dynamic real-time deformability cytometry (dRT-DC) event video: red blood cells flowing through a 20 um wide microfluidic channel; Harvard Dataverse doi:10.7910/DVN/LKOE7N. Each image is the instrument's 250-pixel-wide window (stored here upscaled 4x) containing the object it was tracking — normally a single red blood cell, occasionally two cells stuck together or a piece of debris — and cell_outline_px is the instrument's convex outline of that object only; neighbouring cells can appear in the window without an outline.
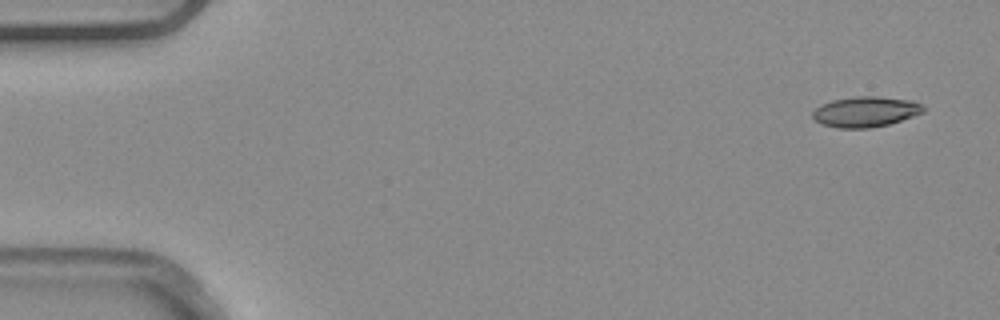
{"species": "common noctule bat (a hibernating species)", "species_latin": "Nyctalus noctula", "temperature_condition": "warm", "stored_images_in_passage": 7, "camera_frame_rate_fps": 3000, "um_per_image_px": 0.085, "animal": {"sex": "male", "body_mass_g": 20.4}, "frame": {"image": 1, "passage_image": 1, "time_ms": 0.0, "image_size_px": [1000, 320], "cell_outline_px": [[924, 112], [888, 124], [872, 128], [836, 128], [824, 124], [816, 120], [812, 116], [812, 112], [820, 104], [832, 100], [856, 96], [880, 96], [912, 100], [924, 104]], "centroid_in_image_um": [73.58, 9.48], "position_along_channel_um": 11.4, "area_um2": 19.71}}
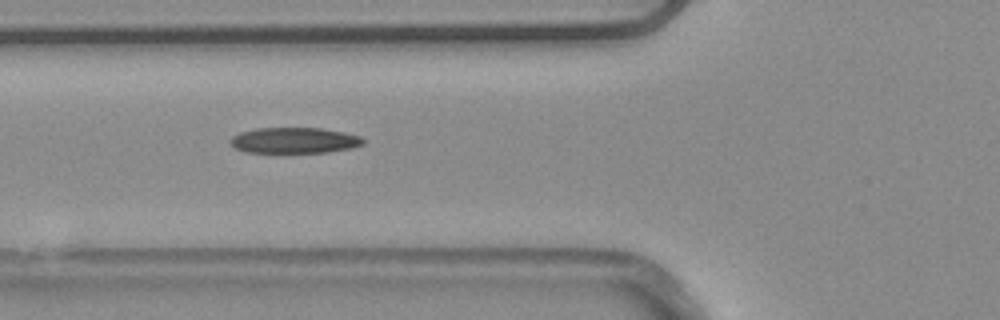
{"frame": {"image": 2, "passage_image": 5, "time_ms": 1.333, "image_size_px": [1000, 320], "cell_outline_px": [[364, 144], [352, 148], [324, 152], [248, 152], [236, 148], [228, 144], [228, 140], [232, 136], [240, 132], [256, 128], [320, 128], [344, 132], [360, 136], [364, 140]], "centroid_in_image_um": [24.99, 11.92], "position_along_channel_um": 100.8, "area_um2": 19.94}}